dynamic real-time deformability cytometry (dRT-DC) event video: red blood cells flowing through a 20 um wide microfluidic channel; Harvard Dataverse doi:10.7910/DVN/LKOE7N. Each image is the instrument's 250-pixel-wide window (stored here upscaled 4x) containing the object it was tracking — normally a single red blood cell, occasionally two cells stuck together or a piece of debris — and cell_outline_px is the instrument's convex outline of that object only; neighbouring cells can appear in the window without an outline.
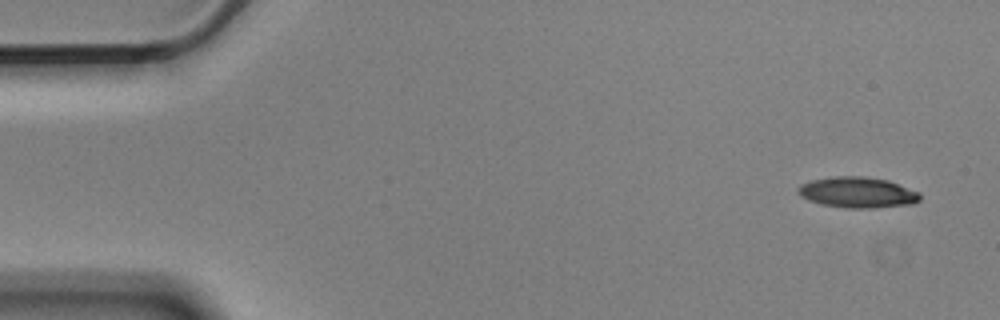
{"species": "Egyptian fruit bat (a non-hibernating species)", "species_latin": "Rousettus aegyptiacus", "temperature_condition": "cold", "stored_images_in_passage": 8, "camera_frame_rate_fps": 3000, "um_per_image_px": 0.085, "animal": {"sex": "male"}, "frame": {"image": 1, "passage_image": 1, "time_ms": 0.0, "image_size_px": [1000, 320], "cell_outline_px": [[920, 200], [912, 204], [872, 208], [844, 208], [820, 204], [808, 200], [800, 196], [796, 192], [796, 188], [800, 184], [812, 180], [832, 176], [864, 176], [888, 180], [920, 192]], "centroid_in_image_um": [72.85, 16.35], "position_along_channel_um": 12.1, "area_um2": 22.14}}
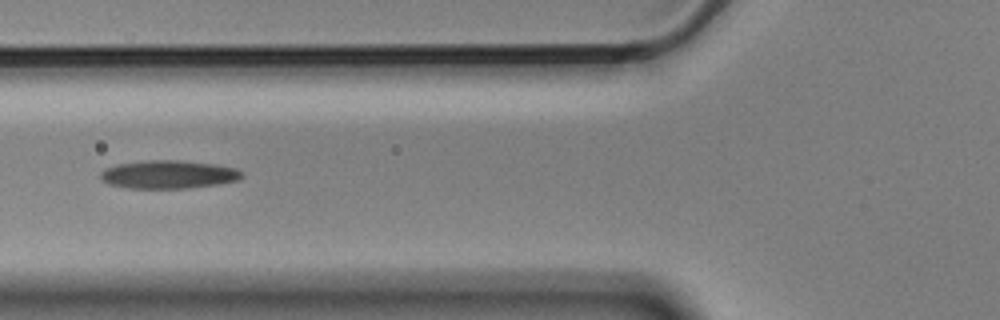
{"frame": {"image": 2, "passage_image": 6, "time_ms": 1.667, "image_size_px": [1000, 320], "cell_outline_px": [[244, 176], [240, 180], [216, 184], [184, 188], [128, 188], [108, 184], [100, 180], [100, 172], [104, 168], [116, 164], [148, 160], [180, 160], [212, 164], [236, 168], [244, 172]], "centroid_in_image_um": [14.29, 14.82], "position_along_channel_um": 111.5, "area_um2": 23.35}}
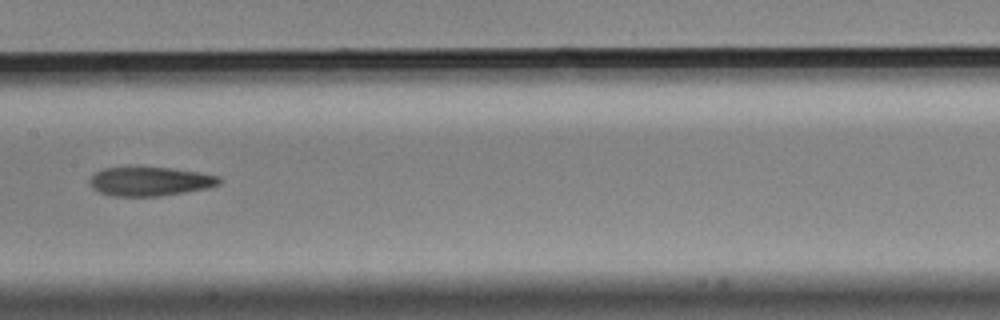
{"frame": {"image": 3, "passage_image": 8, "time_ms": 2.333, "image_size_px": [1000, 320], "cell_outline_px": [[220, 184], [208, 188], [160, 196], [112, 196], [100, 192], [92, 188], [88, 180], [96, 172], [104, 168], [168, 168], [200, 172], [220, 176]], "centroid_in_image_um": [12.76, 15.43], "position_along_channel_um": 194.6, "area_um2": 21.68}}